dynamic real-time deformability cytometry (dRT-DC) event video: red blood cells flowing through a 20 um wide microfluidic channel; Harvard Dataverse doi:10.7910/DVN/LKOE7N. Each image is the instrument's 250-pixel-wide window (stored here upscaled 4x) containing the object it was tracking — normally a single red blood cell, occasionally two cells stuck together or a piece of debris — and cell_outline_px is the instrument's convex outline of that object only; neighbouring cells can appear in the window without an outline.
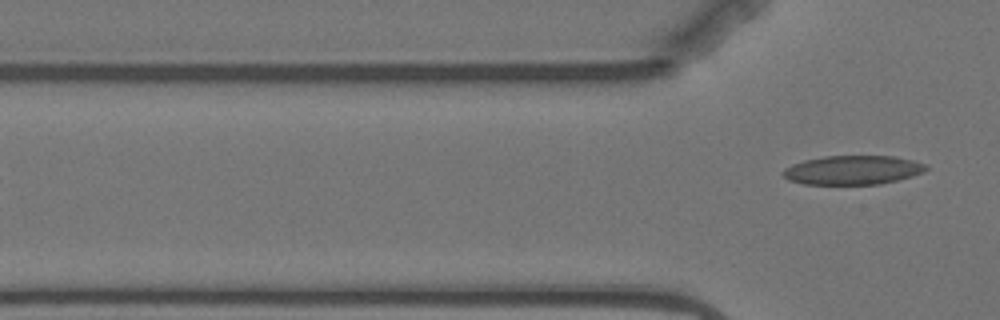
{"species": "Egyptian fruit bat (a non-hibernating species)", "species_latin": "Rousettus aegyptiacus", "temperature_condition": "warm", "stored_images_in_passage": 7, "camera_frame_rate_fps": 3000, "um_per_image_px": 0.085, "animal": {"sex": "female"}, "frame": {"image": 1, "passage_image": 7, "time_ms": 8.0, "image_size_px": [1000, 320], "cell_outline_px": [[928, 168], [924, 172], [912, 176], [880, 184], [804, 184], [788, 180], [784, 176], [784, 168], [792, 164], [804, 160], [824, 156], [896, 156], [912, 160], [924, 164]], "centroid_in_image_um": [72.48, 14.45], "position_along_channel_um": 53.3, "area_um2": 24.1}}